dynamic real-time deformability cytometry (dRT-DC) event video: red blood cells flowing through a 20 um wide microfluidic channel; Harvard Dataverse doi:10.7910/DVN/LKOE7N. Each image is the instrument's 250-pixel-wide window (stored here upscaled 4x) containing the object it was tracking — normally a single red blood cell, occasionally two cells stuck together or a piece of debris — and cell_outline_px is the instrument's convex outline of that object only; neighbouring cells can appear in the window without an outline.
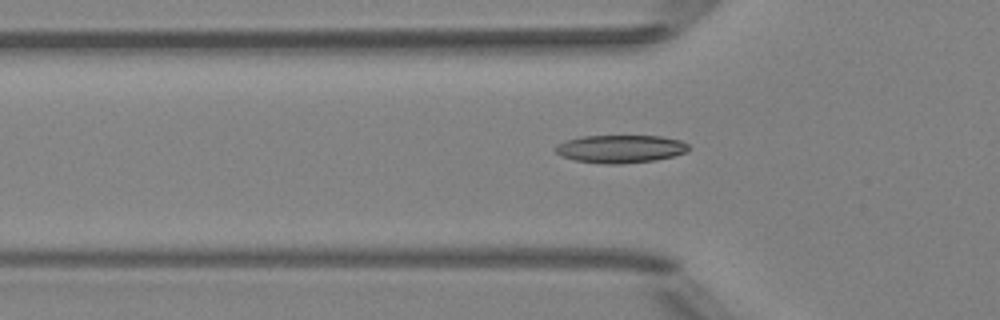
{"species": "Egyptian fruit bat (a non-hibernating species)", "species_latin": "Rousettus aegyptiacus", "temperature_condition": "room temperature", "stored_images_in_passage": 42, "camera_frame_rate_fps": 3000, "um_per_image_px": 0.085, "animal": {"sex": "female"}, "frame": {"image": 1, "passage_image": 13, "time_ms": 4.0, "image_size_px": [1000, 320], "cell_outline_px": [[692, 148], [688, 152], [656, 160], [620, 164], [604, 164], [576, 160], [560, 156], [556, 152], [556, 144], [580, 136], [660, 136], [680, 140], [688, 144]], "centroid_in_image_um": [52.77, 12.65], "position_along_channel_um": 73.0, "area_um2": 21.73}}
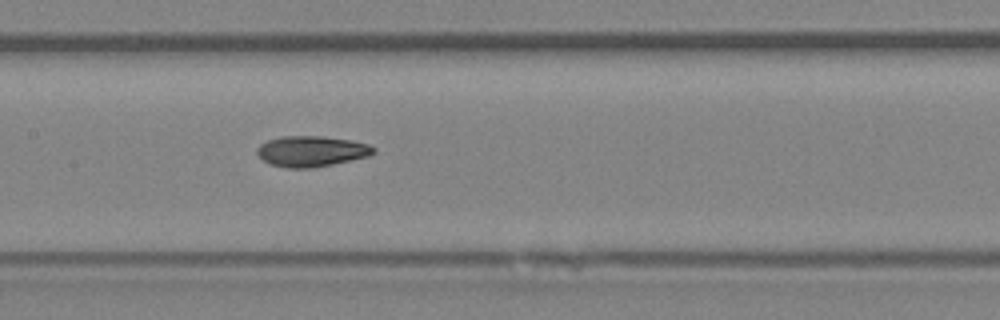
{"frame": {"image": 2, "passage_image": 21, "time_ms": 6.667, "image_size_px": [1000, 320], "cell_outline_px": [[376, 152], [368, 156], [332, 164], [312, 168], [288, 168], [272, 164], [264, 160], [256, 152], [256, 148], [260, 144], [268, 140], [280, 136], [320, 136], [352, 140], [368, 144], [376, 148]], "centroid_in_image_um": [26.48, 12.85], "position_along_channel_um": 180.9, "area_um2": 20.75}}
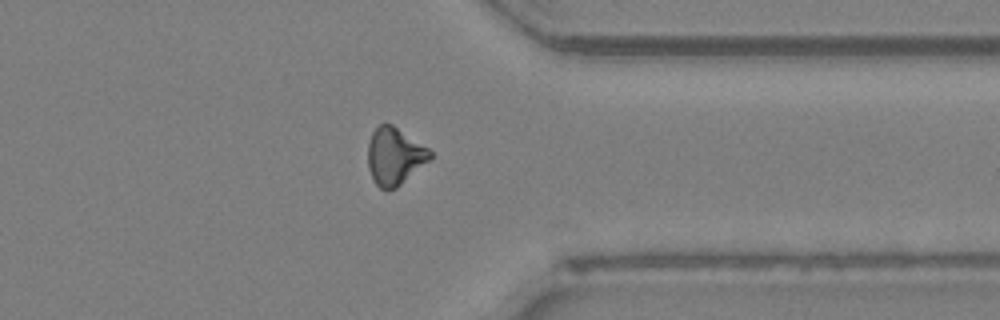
{"frame": {"image": 3, "passage_image": 36, "time_ms": 11.667, "image_size_px": [1000, 320], "cell_outline_px": [[432, 156], [428, 160], [396, 188], [388, 192], [380, 188], [376, 184], [368, 168], [368, 144], [372, 132], [380, 124], [392, 124], [428, 148], [432, 152]], "centroid_in_image_um": [33.51, 13.29], "position_along_channel_um": 377.9, "area_um2": 20.46}}